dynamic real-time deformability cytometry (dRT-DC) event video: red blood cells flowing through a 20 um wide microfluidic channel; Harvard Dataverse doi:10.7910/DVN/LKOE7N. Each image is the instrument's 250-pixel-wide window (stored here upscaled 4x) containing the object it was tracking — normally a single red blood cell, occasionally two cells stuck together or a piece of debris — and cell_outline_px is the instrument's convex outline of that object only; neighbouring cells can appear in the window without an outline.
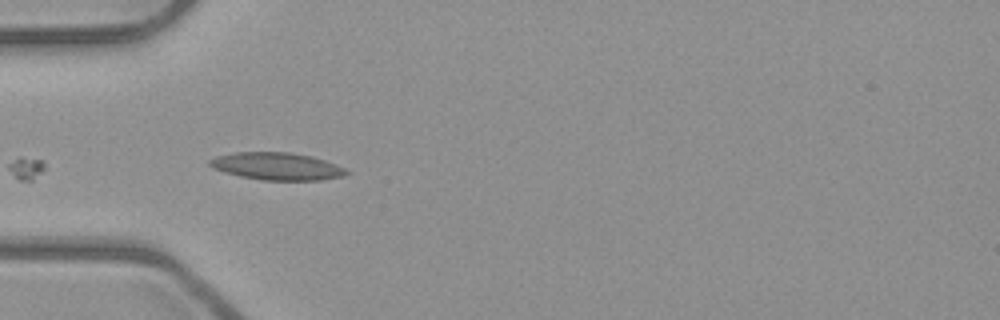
{"species": "common noctule bat (a hibernating species)", "species_latin": "Nyctalus noctula", "temperature_condition": "room temperature", "stored_images_in_passage": 37, "camera_frame_rate_fps": 3000, "um_per_image_px": 0.085, "animal": {"sex": "male", "body_mass_g": 23.1, "forearm_length_mm": 52.7}, "frame": {"image": 1, "passage_image": 1, "time_ms": 0.0, "image_size_px": [1000, 320], "cell_outline_px": [[352, 172], [344, 176], [320, 180], [264, 180], [240, 176], [224, 172], [212, 168], [208, 164], [208, 160], [216, 156], [236, 152], [288, 152], [312, 156], [336, 164]], "centroid_in_image_um": [23.54, 14.13], "position_along_channel_um": 61.5, "area_um2": 21.91}}
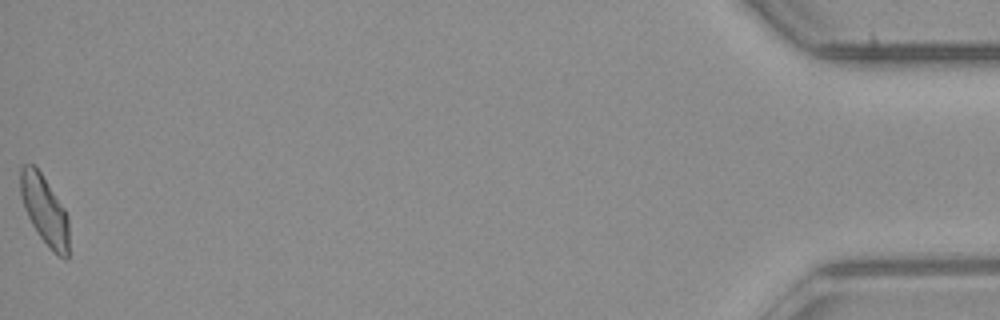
{"frame": {"image": 2, "passage_image": 37, "time_ms": 12.0, "image_size_px": [1000, 320], "cell_outline_px": [[68, 260], [64, 260], [56, 256], [40, 236], [32, 224], [24, 208], [20, 192], [20, 168], [24, 164], [32, 164], [40, 172], [64, 208], [68, 216]], "centroid_in_image_um": [3.8, 17.9], "position_along_channel_um": 431.4, "area_um2": 19.36}}